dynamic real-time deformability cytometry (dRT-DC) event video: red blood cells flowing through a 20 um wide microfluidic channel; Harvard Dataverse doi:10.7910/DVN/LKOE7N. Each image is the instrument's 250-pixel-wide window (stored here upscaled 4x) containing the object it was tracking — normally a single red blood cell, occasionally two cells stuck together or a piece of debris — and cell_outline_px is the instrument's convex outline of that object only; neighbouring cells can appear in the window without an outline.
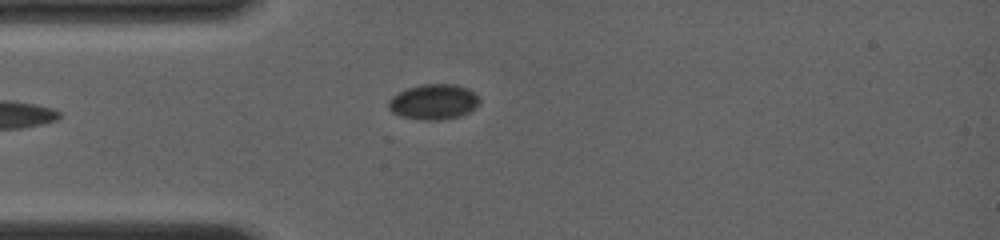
{"species": "common noctule bat (a hibernating species)", "species_latin": "Nyctalus noctula", "temperature_condition": "room temperature", "stored_images_in_passage": 21, "camera_frame_rate_fps": 4000, "um_per_image_px": 0.085, "animal": {"sex": "female", "body_mass_g": 19.0, "forearm_length_mm": 56.7}, "frame": {"image": 1, "passage_image": 1, "time_ms": 0.0, "image_size_px": [1000, 240], "cell_outline_px": [[480, 100], [476, 108], [460, 116], [444, 120], [424, 120], [404, 116], [392, 112], [388, 108], [388, 100], [396, 92], [420, 84], [456, 84], [468, 88], [476, 92]], "centroid_in_image_um": [36.88, 8.64], "position_along_channel_um": 48.1, "area_um2": 18.96}}
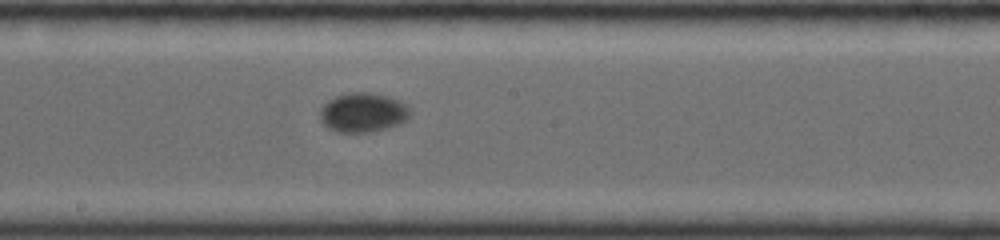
{"frame": {"image": 2, "passage_image": 9, "time_ms": 4.75, "image_size_px": [1000, 240], "cell_outline_px": [[408, 120], [400, 124], [388, 128], [368, 132], [336, 132], [328, 128], [320, 120], [320, 108], [328, 100], [336, 96], [348, 92], [372, 92], [388, 96], [400, 100], [408, 104]], "centroid_in_image_um": [30.85, 9.55], "position_along_channel_um": 217.3, "area_um2": 20.92}}
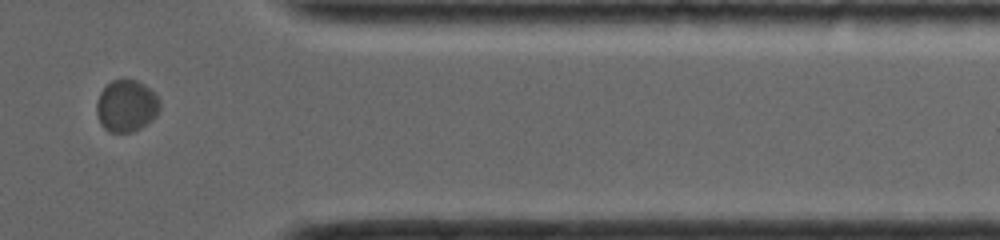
{"frame": {"image": 3, "passage_image": 17, "time_ms": 9.75, "image_size_px": [1000, 240], "cell_outline_px": [[160, 108], [156, 116], [152, 120], [140, 128], [132, 132], [108, 132], [100, 124], [96, 112], [96, 104], [100, 92], [112, 80], [124, 76], [136, 80], [144, 84], [160, 100]], "centroid_in_image_um": [10.73, 8.98], "position_along_channel_um": 400.7, "area_um2": 19.42}, "authors_computed_cell_mechanics": {"area_um2": 19.4208, "velocity_mm_per_s": 3.7535, "shape_relaxation_time_tau1_ms": 0.5852, "shape_relaxation_time_tau2_ms": null, "deformation_change_tau1": 0.0508, "deformation_change_tau2": null}}